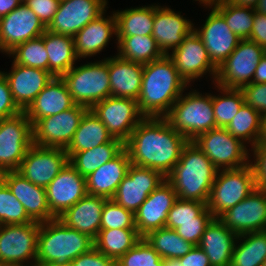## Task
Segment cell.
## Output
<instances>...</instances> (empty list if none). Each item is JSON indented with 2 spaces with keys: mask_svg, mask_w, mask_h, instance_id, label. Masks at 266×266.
Listing matches in <instances>:
<instances>
[{
  "mask_svg": "<svg viewBox=\"0 0 266 266\" xmlns=\"http://www.w3.org/2000/svg\"><path fill=\"white\" fill-rule=\"evenodd\" d=\"M188 141L165 118L145 117L132 131L124 148L131 164L157 170L166 177Z\"/></svg>",
  "mask_w": 266,
  "mask_h": 266,
  "instance_id": "cell-1",
  "label": "cell"
},
{
  "mask_svg": "<svg viewBox=\"0 0 266 266\" xmlns=\"http://www.w3.org/2000/svg\"><path fill=\"white\" fill-rule=\"evenodd\" d=\"M188 84L168 55L144 64L138 107L144 117L164 118Z\"/></svg>",
  "mask_w": 266,
  "mask_h": 266,
  "instance_id": "cell-2",
  "label": "cell"
},
{
  "mask_svg": "<svg viewBox=\"0 0 266 266\" xmlns=\"http://www.w3.org/2000/svg\"><path fill=\"white\" fill-rule=\"evenodd\" d=\"M217 171L204 152L193 141H188L166 180L179 199L207 203Z\"/></svg>",
  "mask_w": 266,
  "mask_h": 266,
  "instance_id": "cell-3",
  "label": "cell"
},
{
  "mask_svg": "<svg viewBox=\"0 0 266 266\" xmlns=\"http://www.w3.org/2000/svg\"><path fill=\"white\" fill-rule=\"evenodd\" d=\"M94 247V239L69 228L59 218L40 223L36 266L70 264Z\"/></svg>",
  "mask_w": 266,
  "mask_h": 266,
  "instance_id": "cell-4",
  "label": "cell"
},
{
  "mask_svg": "<svg viewBox=\"0 0 266 266\" xmlns=\"http://www.w3.org/2000/svg\"><path fill=\"white\" fill-rule=\"evenodd\" d=\"M173 129L193 141L199 134L217 128L212 94L202 95L196 90L182 95L164 117Z\"/></svg>",
  "mask_w": 266,
  "mask_h": 266,
  "instance_id": "cell-5",
  "label": "cell"
},
{
  "mask_svg": "<svg viewBox=\"0 0 266 266\" xmlns=\"http://www.w3.org/2000/svg\"><path fill=\"white\" fill-rule=\"evenodd\" d=\"M257 188L252 164L236 169L218 170L213 182L207 208L218 218L229 208L244 200Z\"/></svg>",
  "mask_w": 266,
  "mask_h": 266,
  "instance_id": "cell-6",
  "label": "cell"
},
{
  "mask_svg": "<svg viewBox=\"0 0 266 266\" xmlns=\"http://www.w3.org/2000/svg\"><path fill=\"white\" fill-rule=\"evenodd\" d=\"M61 77L76 104L90 109L110 96L108 58L79 67L73 66Z\"/></svg>",
  "mask_w": 266,
  "mask_h": 266,
  "instance_id": "cell-7",
  "label": "cell"
},
{
  "mask_svg": "<svg viewBox=\"0 0 266 266\" xmlns=\"http://www.w3.org/2000/svg\"><path fill=\"white\" fill-rule=\"evenodd\" d=\"M218 170L236 169L251 163L246 145L233 137L226 128H213L194 140Z\"/></svg>",
  "mask_w": 266,
  "mask_h": 266,
  "instance_id": "cell-8",
  "label": "cell"
},
{
  "mask_svg": "<svg viewBox=\"0 0 266 266\" xmlns=\"http://www.w3.org/2000/svg\"><path fill=\"white\" fill-rule=\"evenodd\" d=\"M40 223L0 225V263L8 266H36ZM26 265H24V263Z\"/></svg>",
  "mask_w": 266,
  "mask_h": 266,
  "instance_id": "cell-9",
  "label": "cell"
},
{
  "mask_svg": "<svg viewBox=\"0 0 266 266\" xmlns=\"http://www.w3.org/2000/svg\"><path fill=\"white\" fill-rule=\"evenodd\" d=\"M33 145V125L23 111L0 119V173L15 171Z\"/></svg>",
  "mask_w": 266,
  "mask_h": 266,
  "instance_id": "cell-10",
  "label": "cell"
},
{
  "mask_svg": "<svg viewBox=\"0 0 266 266\" xmlns=\"http://www.w3.org/2000/svg\"><path fill=\"white\" fill-rule=\"evenodd\" d=\"M264 56V48L249 39L240 40L235 50L217 69L215 83L224 88L240 89L252 83L256 67Z\"/></svg>",
  "mask_w": 266,
  "mask_h": 266,
  "instance_id": "cell-11",
  "label": "cell"
},
{
  "mask_svg": "<svg viewBox=\"0 0 266 266\" xmlns=\"http://www.w3.org/2000/svg\"><path fill=\"white\" fill-rule=\"evenodd\" d=\"M90 110L106 126L113 138L125 143L136 126L145 118L132 98L109 96L94 104Z\"/></svg>",
  "mask_w": 266,
  "mask_h": 266,
  "instance_id": "cell-12",
  "label": "cell"
},
{
  "mask_svg": "<svg viewBox=\"0 0 266 266\" xmlns=\"http://www.w3.org/2000/svg\"><path fill=\"white\" fill-rule=\"evenodd\" d=\"M88 110V107L76 104L59 114L39 119L33 125V144L66 149Z\"/></svg>",
  "mask_w": 266,
  "mask_h": 266,
  "instance_id": "cell-13",
  "label": "cell"
},
{
  "mask_svg": "<svg viewBox=\"0 0 266 266\" xmlns=\"http://www.w3.org/2000/svg\"><path fill=\"white\" fill-rule=\"evenodd\" d=\"M68 163L69 157L64 148L33 144L16 171L31 183L46 188Z\"/></svg>",
  "mask_w": 266,
  "mask_h": 266,
  "instance_id": "cell-14",
  "label": "cell"
},
{
  "mask_svg": "<svg viewBox=\"0 0 266 266\" xmlns=\"http://www.w3.org/2000/svg\"><path fill=\"white\" fill-rule=\"evenodd\" d=\"M166 177L159 171L131 164L112 198L134 214Z\"/></svg>",
  "mask_w": 266,
  "mask_h": 266,
  "instance_id": "cell-15",
  "label": "cell"
},
{
  "mask_svg": "<svg viewBox=\"0 0 266 266\" xmlns=\"http://www.w3.org/2000/svg\"><path fill=\"white\" fill-rule=\"evenodd\" d=\"M218 219L237 236L266 230V190L257 187Z\"/></svg>",
  "mask_w": 266,
  "mask_h": 266,
  "instance_id": "cell-16",
  "label": "cell"
},
{
  "mask_svg": "<svg viewBox=\"0 0 266 266\" xmlns=\"http://www.w3.org/2000/svg\"><path fill=\"white\" fill-rule=\"evenodd\" d=\"M168 56L188 85L207 72L210 76L212 74L215 81L218 68L211 62L206 47L194 30L186 35L183 43Z\"/></svg>",
  "mask_w": 266,
  "mask_h": 266,
  "instance_id": "cell-17",
  "label": "cell"
},
{
  "mask_svg": "<svg viewBox=\"0 0 266 266\" xmlns=\"http://www.w3.org/2000/svg\"><path fill=\"white\" fill-rule=\"evenodd\" d=\"M47 27L37 15L21 3L6 16L0 18V51L8 54L17 45L40 37Z\"/></svg>",
  "mask_w": 266,
  "mask_h": 266,
  "instance_id": "cell-18",
  "label": "cell"
},
{
  "mask_svg": "<svg viewBox=\"0 0 266 266\" xmlns=\"http://www.w3.org/2000/svg\"><path fill=\"white\" fill-rule=\"evenodd\" d=\"M107 0H60L58 10L47 30L74 37L107 8Z\"/></svg>",
  "mask_w": 266,
  "mask_h": 266,
  "instance_id": "cell-19",
  "label": "cell"
},
{
  "mask_svg": "<svg viewBox=\"0 0 266 266\" xmlns=\"http://www.w3.org/2000/svg\"><path fill=\"white\" fill-rule=\"evenodd\" d=\"M45 189L49 209L58 218L87 194L86 178L68 163Z\"/></svg>",
  "mask_w": 266,
  "mask_h": 266,
  "instance_id": "cell-20",
  "label": "cell"
},
{
  "mask_svg": "<svg viewBox=\"0 0 266 266\" xmlns=\"http://www.w3.org/2000/svg\"><path fill=\"white\" fill-rule=\"evenodd\" d=\"M178 199L173 186L165 180L141 204L135 212V226L143 238L148 233L164 228L168 212Z\"/></svg>",
  "mask_w": 266,
  "mask_h": 266,
  "instance_id": "cell-21",
  "label": "cell"
},
{
  "mask_svg": "<svg viewBox=\"0 0 266 266\" xmlns=\"http://www.w3.org/2000/svg\"><path fill=\"white\" fill-rule=\"evenodd\" d=\"M0 179L21 202L27 215L33 221L43 223L56 218L47 204L45 187L31 183L16 170L0 173Z\"/></svg>",
  "mask_w": 266,
  "mask_h": 266,
  "instance_id": "cell-22",
  "label": "cell"
},
{
  "mask_svg": "<svg viewBox=\"0 0 266 266\" xmlns=\"http://www.w3.org/2000/svg\"><path fill=\"white\" fill-rule=\"evenodd\" d=\"M194 31L201 38L211 62L217 68L235 50L240 41L213 7L202 28H194Z\"/></svg>",
  "mask_w": 266,
  "mask_h": 266,
  "instance_id": "cell-23",
  "label": "cell"
},
{
  "mask_svg": "<svg viewBox=\"0 0 266 266\" xmlns=\"http://www.w3.org/2000/svg\"><path fill=\"white\" fill-rule=\"evenodd\" d=\"M4 75L13 100L22 111L30 106L36 96L54 77L49 71L14 62L11 71L4 73Z\"/></svg>",
  "mask_w": 266,
  "mask_h": 266,
  "instance_id": "cell-24",
  "label": "cell"
},
{
  "mask_svg": "<svg viewBox=\"0 0 266 266\" xmlns=\"http://www.w3.org/2000/svg\"><path fill=\"white\" fill-rule=\"evenodd\" d=\"M192 30H194L193 23L179 12L155 5L152 37L164 55H169V50L178 48L183 43L184 37Z\"/></svg>",
  "mask_w": 266,
  "mask_h": 266,
  "instance_id": "cell-25",
  "label": "cell"
},
{
  "mask_svg": "<svg viewBox=\"0 0 266 266\" xmlns=\"http://www.w3.org/2000/svg\"><path fill=\"white\" fill-rule=\"evenodd\" d=\"M75 105L65 81L62 77L55 76L24 112L34 125L43 117L59 114Z\"/></svg>",
  "mask_w": 266,
  "mask_h": 266,
  "instance_id": "cell-26",
  "label": "cell"
},
{
  "mask_svg": "<svg viewBox=\"0 0 266 266\" xmlns=\"http://www.w3.org/2000/svg\"><path fill=\"white\" fill-rule=\"evenodd\" d=\"M130 165L129 153L124 148L111 161L86 177L87 194L112 199L119 183L127 175Z\"/></svg>",
  "mask_w": 266,
  "mask_h": 266,
  "instance_id": "cell-27",
  "label": "cell"
},
{
  "mask_svg": "<svg viewBox=\"0 0 266 266\" xmlns=\"http://www.w3.org/2000/svg\"><path fill=\"white\" fill-rule=\"evenodd\" d=\"M108 199L86 194L60 217L69 228L95 239L101 229L102 209Z\"/></svg>",
  "mask_w": 266,
  "mask_h": 266,
  "instance_id": "cell-28",
  "label": "cell"
},
{
  "mask_svg": "<svg viewBox=\"0 0 266 266\" xmlns=\"http://www.w3.org/2000/svg\"><path fill=\"white\" fill-rule=\"evenodd\" d=\"M144 64L108 57L110 96L137 100L141 91Z\"/></svg>",
  "mask_w": 266,
  "mask_h": 266,
  "instance_id": "cell-29",
  "label": "cell"
},
{
  "mask_svg": "<svg viewBox=\"0 0 266 266\" xmlns=\"http://www.w3.org/2000/svg\"><path fill=\"white\" fill-rule=\"evenodd\" d=\"M104 13L90 21L74 36L75 54L78 59L100 53L107 46L111 36L117 34L114 12L107 18L103 16Z\"/></svg>",
  "mask_w": 266,
  "mask_h": 266,
  "instance_id": "cell-30",
  "label": "cell"
},
{
  "mask_svg": "<svg viewBox=\"0 0 266 266\" xmlns=\"http://www.w3.org/2000/svg\"><path fill=\"white\" fill-rule=\"evenodd\" d=\"M237 235L218 218L206 226L199 247L207 255L211 266H230Z\"/></svg>",
  "mask_w": 266,
  "mask_h": 266,
  "instance_id": "cell-31",
  "label": "cell"
},
{
  "mask_svg": "<svg viewBox=\"0 0 266 266\" xmlns=\"http://www.w3.org/2000/svg\"><path fill=\"white\" fill-rule=\"evenodd\" d=\"M44 46L48 54V71L55 77L68 72L78 59L75 54L74 37L44 32Z\"/></svg>",
  "mask_w": 266,
  "mask_h": 266,
  "instance_id": "cell-32",
  "label": "cell"
},
{
  "mask_svg": "<svg viewBox=\"0 0 266 266\" xmlns=\"http://www.w3.org/2000/svg\"><path fill=\"white\" fill-rule=\"evenodd\" d=\"M112 139L103 122L89 109L82 117L71 143L65 150L70 157L73 153L95 148Z\"/></svg>",
  "mask_w": 266,
  "mask_h": 266,
  "instance_id": "cell-33",
  "label": "cell"
},
{
  "mask_svg": "<svg viewBox=\"0 0 266 266\" xmlns=\"http://www.w3.org/2000/svg\"><path fill=\"white\" fill-rule=\"evenodd\" d=\"M124 149V143L117 138L95 148L73 153L69 163L83 176L87 177L97 168L111 161Z\"/></svg>",
  "mask_w": 266,
  "mask_h": 266,
  "instance_id": "cell-34",
  "label": "cell"
},
{
  "mask_svg": "<svg viewBox=\"0 0 266 266\" xmlns=\"http://www.w3.org/2000/svg\"><path fill=\"white\" fill-rule=\"evenodd\" d=\"M116 36H152L155 5L116 11Z\"/></svg>",
  "mask_w": 266,
  "mask_h": 266,
  "instance_id": "cell-35",
  "label": "cell"
},
{
  "mask_svg": "<svg viewBox=\"0 0 266 266\" xmlns=\"http://www.w3.org/2000/svg\"><path fill=\"white\" fill-rule=\"evenodd\" d=\"M238 240L240 243L237 246ZM236 241L230 266H263L266 258V230L238 235Z\"/></svg>",
  "mask_w": 266,
  "mask_h": 266,
  "instance_id": "cell-36",
  "label": "cell"
},
{
  "mask_svg": "<svg viewBox=\"0 0 266 266\" xmlns=\"http://www.w3.org/2000/svg\"><path fill=\"white\" fill-rule=\"evenodd\" d=\"M137 229H100L94 247L105 256L117 261L140 240Z\"/></svg>",
  "mask_w": 266,
  "mask_h": 266,
  "instance_id": "cell-37",
  "label": "cell"
},
{
  "mask_svg": "<svg viewBox=\"0 0 266 266\" xmlns=\"http://www.w3.org/2000/svg\"><path fill=\"white\" fill-rule=\"evenodd\" d=\"M117 55L128 61L142 64L150 63L164 56L152 36H116Z\"/></svg>",
  "mask_w": 266,
  "mask_h": 266,
  "instance_id": "cell-38",
  "label": "cell"
},
{
  "mask_svg": "<svg viewBox=\"0 0 266 266\" xmlns=\"http://www.w3.org/2000/svg\"><path fill=\"white\" fill-rule=\"evenodd\" d=\"M143 238L162 259L183 257L195 246L179 236L174 229L166 227L151 231Z\"/></svg>",
  "mask_w": 266,
  "mask_h": 266,
  "instance_id": "cell-39",
  "label": "cell"
},
{
  "mask_svg": "<svg viewBox=\"0 0 266 266\" xmlns=\"http://www.w3.org/2000/svg\"><path fill=\"white\" fill-rule=\"evenodd\" d=\"M261 125L262 115L244 103L226 130L244 144L250 143L253 148L258 143Z\"/></svg>",
  "mask_w": 266,
  "mask_h": 266,
  "instance_id": "cell-40",
  "label": "cell"
},
{
  "mask_svg": "<svg viewBox=\"0 0 266 266\" xmlns=\"http://www.w3.org/2000/svg\"><path fill=\"white\" fill-rule=\"evenodd\" d=\"M213 8L240 40L250 38L255 9L231 5L226 0L214 5Z\"/></svg>",
  "mask_w": 266,
  "mask_h": 266,
  "instance_id": "cell-41",
  "label": "cell"
},
{
  "mask_svg": "<svg viewBox=\"0 0 266 266\" xmlns=\"http://www.w3.org/2000/svg\"><path fill=\"white\" fill-rule=\"evenodd\" d=\"M216 87L223 95L212 96L214 118L217 127L226 128L245 103L244 96L240 89Z\"/></svg>",
  "mask_w": 266,
  "mask_h": 266,
  "instance_id": "cell-42",
  "label": "cell"
},
{
  "mask_svg": "<svg viewBox=\"0 0 266 266\" xmlns=\"http://www.w3.org/2000/svg\"><path fill=\"white\" fill-rule=\"evenodd\" d=\"M213 218L212 213L207 208V203L178 198L168 212L165 227L175 230L179 227L180 222L211 221Z\"/></svg>",
  "mask_w": 266,
  "mask_h": 266,
  "instance_id": "cell-43",
  "label": "cell"
},
{
  "mask_svg": "<svg viewBox=\"0 0 266 266\" xmlns=\"http://www.w3.org/2000/svg\"><path fill=\"white\" fill-rule=\"evenodd\" d=\"M14 63L48 71V54L44 46V33L35 39L17 45L9 53Z\"/></svg>",
  "mask_w": 266,
  "mask_h": 266,
  "instance_id": "cell-44",
  "label": "cell"
},
{
  "mask_svg": "<svg viewBox=\"0 0 266 266\" xmlns=\"http://www.w3.org/2000/svg\"><path fill=\"white\" fill-rule=\"evenodd\" d=\"M33 220L20 201L11 193L8 186L0 179V225L27 224Z\"/></svg>",
  "mask_w": 266,
  "mask_h": 266,
  "instance_id": "cell-45",
  "label": "cell"
},
{
  "mask_svg": "<svg viewBox=\"0 0 266 266\" xmlns=\"http://www.w3.org/2000/svg\"><path fill=\"white\" fill-rule=\"evenodd\" d=\"M116 266H163V259L144 238H141L116 261Z\"/></svg>",
  "mask_w": 266,
  "mask_h": 266,
  "instance_id": "cell-46",
  "label": "cell"
},
{
  "mask_svg": "<svg viewBox=\"0 0 266 266\" xmlns=\"http://www.w3.org/2000/svg\"><path fill=\"white\" fill-rule=\"evenodd\" d=\"M101 229H136L134 213L108 199L102 209Z\"/></svg>",
  "mask_w": 266,
  "mask_h": 266,
  "instance_id": "cell-47",
  "label": "cell"
},
{
  "mask_svg": "<svg viewBox=\"0 0 266 266\" xmlns=\"http://www.w3.org/2000/svg\"><path fill=\"white\" fill-rule=\"evenodd\" d=\"M245 104L258 111L262 116L266 114V83H249L240 88Z\"/></svg>",
  "mask_w": 266,
  "mask_h": 266,
  "instance_id": "cell-48",
  "label": "cell"
},
{
  "mask_svg": "<svg viewBox=\"0 0 266 266\" xmlns=\"http://www.w3.org/2000/svg\"><path fill=\"white\" fill-rule=\"evenodd\" d=\"M21 112L23 111L13 100L4 71H0V119L10 118Z\"/></svg>",
  "mask_w": 266,
  "mask_h": 266,
  "instance_id": "cell-49",
  "label": "cell"
},
{
  "mask_svg": "<svg viewBox=\"0 0 266 266\" xmlns=\"http://www.w3.org/2000/svg\"><path fill=\"white\" fill-rule=\"evenodd\" d=\"M211 221H187L180 222L179 227L175 229L176 233L184 240L198 246L206 226Z\"/></svg>",
  "mask_w": 266,
  "mask_h": 266,
  "instance_id": "cell-50",
  "label": "cell"
},
{
  "mask_svg": "<svg viewBox=\"0 0 266 266\" xmlns=\"http://www.w3.org/2000/svg\"><path fill=\"white\" fill-rule=\"evenodd\" d=\"M60 0H28L25 4L47 27L55 16Z\"/></svg>",
  "mask_w": 266,
  "mask_h": 266,
  "instance_id": "cell-51",
  "label": "cell"
},
{
  "mask_svg": "<svg viewBox=\"0 0 266 266\" xmlns=\"http://www.w3.org/2000/svg\"><path fill=\"white\" fill-rule=\"evenodd\" d=\"M254 163L251 162L255 173L256 186L266 190V145H255L252 150Z\"/></svg>",
  "mask_w": 266,
  "mask_h": 266,
  "instance_id": "cell-52",
  "label": "cell"
},
{
  "mask_svg": "<svg viewBox=\"0 0 266 266\" xmlns=\"http://www.w3.org/2000/svg\"><path fill=\"white\" fill-rule=\"evenodd\" d=\"M70 266H116V261L93 247L89 252L74 259Z\"/></svg>",
  "mask_w": 266,
  "mask_h": 266,
  "instance_id": "cell-53",
  "label": "cell"
},
{
  "mask_svg": "<svg viewBox=\"0 0 266 266\" xmlns=\"http://www.w3.org/2000/svg\"><path fill=\"white\" fill-rule=\"evenodd\" d=\"M253 21L249 40L264 48L266 46V14L255 11Z\"/></svg>",
  "mask_w": 266,
  "mask_h": 266,
  "instance_id": "cell-54",
  "label": "cell"
},
{
  "mask_svg": "<svg viewBox=\"0 0 266 266\" xmlns=\"http://www.w3.org/2000/svg\"><path fill=\"white\" fill-rule=\"evenodd\" d=\"M179 259L184 261V266H211L207 255L199 246H194L190 252Z\"/></svg>",
  "mask_w": 266,
  "mask_h": 266,
  "instance_id": "cell-55",
  "label": "cell"
},
{
  "mask_svg": "<svg viewBox=\"0 0 266 266\" xmlns=\"http://www.w3.org/2000/svg\"><path fill=\"white\" fill-rule=\"evenodd\" d=\"M252 83H266V56L264 55L259 61L254 72Z\"/></svg>",
  "mask_w": 266,
  "mask_h": 266,
  "instance_id": "cell-56",
  "label": "cell"
},
{
  "mask_svg": "<svg viewBox=\"0 0 266 266\" xmlns=\"http://www.w3.org/2000/svg\"><path fill=\"white\" fill-rule=\"evenodd\" d=\"M21 4L20 0H0V18L9 14Z\"/></svg>",
  "mask_w": 266,
  "mask_h": 266,
  "instance_id": "cell-57",
  "label": "cell"
},
{
  "mask_svg": "<svg viewBox=\"0 0 266 266\" xmlns=\"http://www.w3.org/2000/svg\"><path fill=\"white\" fill-rule=\"evenodd\" d=\"M231 5L255 9L259 0H226Z\"/></svg>",
  "mask_w": 266,
  "mask_h": 266,
  "instance_id": "cell-58",
  "label": "cell"
},
{
  "mask_svg": "<svg viewBox=\"0 0 266 266\" xmlns=\"http://www.w3.org/2000/svg\"><path fill=\"white\" fill-rule=\"evenodd\" d=\"M257 145H266V114L262 116L261 133Z\"/></svg>",
  "mask_w": 266,
  "mask_h": 266,
  "instance_id": "cell-59",
  "label": "cell"
},
{
  "mask_svg": "<svg viewBox=\"0 0 266 266\" xmlns=\"http://www.w3.org/2000/svg\"><path fill=\"white\" fill-rule=\"evenodd\" d=\"M163 266H184V261L179 258H167L163 259Z\"/></svg>",
  "mask_w": 266,
  "mask_h": 266,
  "instance_id": "cell-60",
  "label": "cell"
},
{
  "mask_svg": "<svg viewBox=\"0 0 266 266\" xmlns=\"http://www.w3.org/2000/svg\"><path fill=\"white\" fill-rule=\"evenodd\" d=\"M255 11L266 14V0H259L257 6L255 7Z\"/></svg>",
  "mask_w": 266,
  "mask_h": 266,
  "instance_id": "cell-61",
  "label": "cell"
},
{
  "mask_svg": "<svg viewBox=\"0 0 266 266\" xmlns=\"http://www.w3.org/2000/svg\"><path fill=\"white\" fill-rule=\"evenodd\" d=\"M195 1H199L200 4H204L203 6L206 7L208 6L211 8L213 5L219 4L223 0H195Z\"/></svg>",
  "mask_w": 266,
  "mask_h": 266,
  "instance_id": "cell-62",
  "label": "cell"
},
{
  "mask_svg": "<svg viewBox=\"0 0 266 266\" xmlns=\"http://www.w3.org/2000/svg\"><path fill=\"white\" fill-rule=\"evenodd\" d=\"M44 266H70V264H66V265H54V264H49V265H44Z\"/></svg>",
  "mask_w": 266,
  "mask_h": 266,
  "instance_id": "cell-63",
  "label": "cell"
},
{
  "mask_svg": "<svg viewBox=\"0 0 266 266\" xmlns=\"http://www.w3.org/2000/svg\"><path fill=\"white\" fill-rule=\"evenodd\" d=\"M21 3H26L28 0H20Z\"/></svg>",
  "mask_w": 266,
  "mask_h": 266,
  "instance_id": "cell-64",
  "label": "cell"
},
{
  "mask_svg": "<svg viewBox=\"0 0 266 266\" xmlns=\"http://www.w3.org/2000/svg\"><path fill=\"white\" fill-rule=\"evenodd\" d=\"M264 55L266 56V46L264 47Z\"/></svg>",
  "mask_w": 266,
  "mask_h": 266,
  "instance_id": "cell-65",
  "label": "cell"
},
{
  "mask_svg": "<svg viewBox=\"0 0 266 266\" xmlns=\"http://www.w3.org/2000/svg\"><path fill=\"white\" fill-rule=\"evenodd\" d=\"M263 266H266V258H265V260H264Z\"/></svg>",
  "mask_w": 266,
  "mask_h": 266,
  "instance_id": "cell-66",
  "label": "cell"
}]
</instances>
